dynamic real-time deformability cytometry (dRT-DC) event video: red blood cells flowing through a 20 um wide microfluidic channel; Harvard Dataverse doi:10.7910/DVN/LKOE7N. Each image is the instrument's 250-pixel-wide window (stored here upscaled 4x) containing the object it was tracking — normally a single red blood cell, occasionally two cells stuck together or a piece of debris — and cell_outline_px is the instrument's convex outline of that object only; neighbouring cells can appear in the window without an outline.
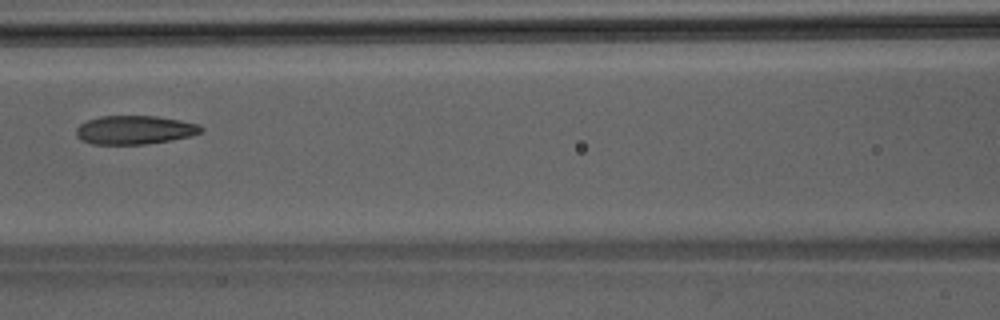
{"species": "Egyptian fruit bat (a non-hibernating species)", "species_latin": "Rousettus aegyptiacus", "temperature_condition": "room temperature", "stored_images_in_passage": 47, "camera_frame_rate_fps": 3000, "um_per_image_px": 0.085, "animal": {"sex": "male"}, "frame": {"image": 1, "passage_image": 22, "time_ms": 7.0, "image_size_px": [1000, 320], "cell_outline_px": [[204, 132], [192, 136], [172, 140], [144, 144], [92, 144], [80, 140], [76, 136], [76, 128], [80, 124], [88, 120], [100, 116], [156, 116], [180, 120], [200, 124], [204, 128]], "centroid_in_image_um": [11.48, 11.04], "position_along_channel_um": 155.1, "area_um2": 21.1}}
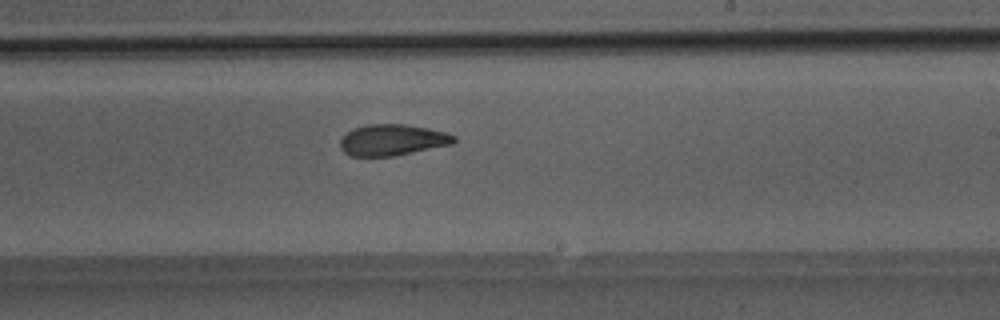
{"frame": {"image": 2, "passage_image": 29, "time_ms": 9.333, "image_size_px": [1000, 320], "cell_outline_px": [[456, 140], [452, 144], [392, 156], [348, 156], [340, 148], [340, 140], [352, 128], [368, 124], [404, 124], [428, 128], [444, 132], [456, 136]], "centroid_in_image_um": [33.32, 11.89], "position_along_channel_um": 255.7, "area_um2": 20.58}}
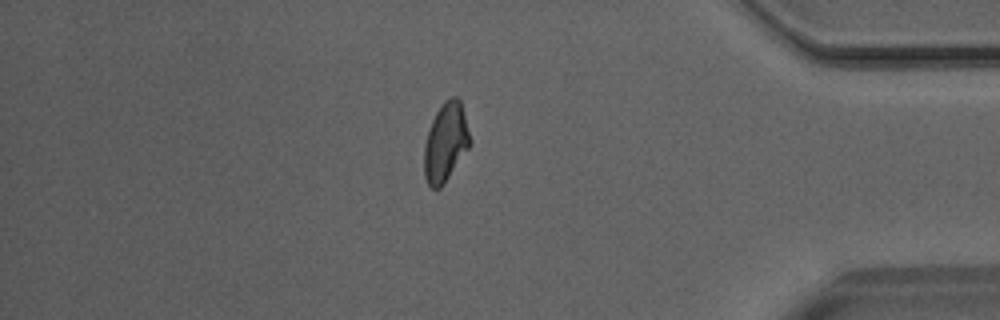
{"frame": {"image": 3, "passage_image": 41, "time_ms": 13.333, "image_size_px": [1000, 320], "cell_outline_px": [[472, 144], [444, 184], [440, 188], [432, 188], [428, 184], [424, 176], [424, 144], [432, 120], [436, 112], [444, 100], [452, 96], [456, 96], [460, 100], [472, 140]], "centroid_in_image_um": [37.89, 12.1], "position_along_channel_um": 397.3, "area_um2": 21.21}}